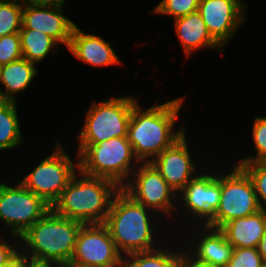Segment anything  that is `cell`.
Listing matches in <instances>:
<instances>
[{
    "label": "cell",
    "instance_id": "cell-25",
    "mask_svg": "<svg viewBox=\"0 0 266 267\" xmlns=\"http://www.w3.org/2000/svg\"><path fill=\"white\" fill-rule=\"evenodd\" d=\"M251 178L261 210L266 211V160L237 163Z\"/></svg>",
    "mask_w": 266,
    "mask_h": 267
},
{
    "label": "cell",
    "instance_id": "cell-3",
    "mask_svg": "<svg viewBox=\"0 0 266 267\" xmlns=\"http://www.w3.org/2000/svg\"><path fill=\"white\" fill-rule=\"evenodd\" d=\"M82 225L50 209L20 236V256L30 264L65 267L73 256Z\"/></svg>",
    "mask_w": 266,
    "mask_h": 267
},
{
    "label": "cell",
    "instance_id": "cell-31",
    "mask_svg": "<svg viewBox=\"0 0 266 267\" xmlns=\"http://www.w3.org/2000/svg\"><path fill=\"white\" fill-rule=\"evenodd\" d=\"M180 267H214L194 258L187 249L181 251Z\"/></svg>",
    "mask_w": 266,
    "mask_h": 267
},
{
    "label": "cell",
    "instance_id": "cell-29",
    "mask_svg": "<svg viewBox=\"0 0 266 267\" xmlns=\"http://www.w3.org/2000/svg\"><path fill=\"white\" fill-rule=\"evenodd\" d=\"M265 262L257 248H234L227 267H263Z\"/></svg>",
    "mask_w": 266,
    "mask_h": 267
},
{
    "label": "cell",
    "instance_id": "cell-15",
    "mask_svg": "<svg viewBox=\"0 0 266 267\" xmlns=\"http://www.w3.org/2000/svg\"><path fill=\"white\" fill-rule=\"evenodd\" d=\"M189 146L191 145H188L185 133L151 161L177 194L200 172L199 164L194 161L195 158L192 157Z\"/></svg>",
    "mask_w": 266,
    "mask_h": 267
},
{
    "label": "cell",
    "instance_id": "cell-5",
    "mask_svg": "<svg viewBox=\"0 0 266 267\" xmlns=\"http://www.w3.org/2000/svg\"><path fill=\"white\" fill-rule=\"evenodd\" d=\"M79 169L87 175L105 178L122 188L141 163L127 137H115L98 144H79Z\"/></svg>",
    "mask_w": 266,
    "mask_h": 267
},
{
    "label": "cell",
    "instance_id": "cell-10",
    "mask_svg": "<svg viewBox=\"0 0 266 267\" xmlns=\"http://www.w3.org/2000/svg\"><path fill=\"white\" fill-rule=\"evenodd\" d=\"M50 209V205L20 181L14 185L0 182V222L11 235L20 237Z\"/></svg>",
    "mask_w": 266,
    "mask_h": 267
},
{
    "label": "cell",
    "instance_id": "cell-1",
    "mask_svg": "<svg viewBox=\"0 0 266 267\" xmlns=\"http://www.w3.org/2000/svg\"><path fill=\"white\" fill-rule=\"evenodd\" d=\"M185 99L176 97L147 109L139 100L133 105L127 138L140 162H151L186 133L184 125L176 131L175 124Z\"/></svg>",
    "mask_w": 266,
    "mask_h": 267
},
{
    "label": "cell",
    "instance_id": "cell-17",
    "mask_svg": "<svg viewBox=\"0 0 266 267\" xmlns=\"http://www.w3.org/2000/svg\"><path fill=\"white\" fill-rule=\"evenodd\" d=\"M111 44L99 35L86 33L76 24L68 51L79 61L93 67L119 65L122 62Z\"/></svg>",
    "mask_w": 266,
    "mask_h": 267
},
{
    "label": "cell",
    "instance_id": "cell-18",
    "mask_svg": "<svg viewBox=\"0 0 266 267\" xmlns=\"http://www.w3.org/2000/svg\"><path fill=\"white\" fill-rule=\"evenodd\" d=\"M174 21V30L185 56H190L199 49L208 48L221 51L223 48L209 33L203 18L198 11L192 12Z\"/></svg>",
    "mask_w": 266,
    "mask_h": 267
},
{
    "label": "cell",
    "instance_id": "cell-35",
    "mask_svg": "<svg viewBox=\"0 0 266 267\" xmlns=\"http://www.w3.org/2000/svg\"><path fill=\"white\" fill-rule=\"evenodd\" d=\"M26 267H58L55 265H36V264H28Z\"/></svg>",
    "mask_w": 266,
    "mask_h": 267
},
{
    "label": "cell",
    "instance_id": "cell-21",
    "mask_svg": "<svg viewBox=\"0 0 266 267\" xmlns=\"http://www.w3.org/2000/svg\"><path fill=\"white\" fill-rule=\"evenodd\" d=\"M173 242L172 245L171 241H168L170 246L167 248L163 246L162 241V247L151 251L130 253L124 256L123 267H180L181 251L184 245L178 244L176 249L177 243L175 240Z\"/></svg>",
    "mask_w": 266,
    "mask_h": 267
},
{
    "label": "cell",
    "instance_id": "cell-27",
    "mask_svg": "<svg viewBox=\"0 0 266 267\" xmlns=\"http://www.w3.org/2000/svg\"><path fill=\"white\" fill-rule=\"evenodd\" d=\"M200 0H162L152 9L153 14L172 16L175 19L184 17L198 10Z\"/></svg>",
    "mask_w": 266,
    "mask_h": 267
},
{
    "label": "cell",
    "instance_id": "cell-7",
    "mask_svg": "<svg viewBox=\"0 0 266 267\" xmlns=\"http://www.w3.org/2000/svg\"><path fill=\"white\" fill-rule=\"evenodd\" d=\"M56 144L51 154L20 180L28 190L41 197L51 207L79 170V156L75 153L76 157H71L60 141Z\"/></svg>",
    "mask_w": 266,
    "mask_h": 267
},
{
    "label": "cell",
    "instance_id": "cell-6",
    "mask_svg": "<svg viewBox=\"0 0 266 267\" xmlns=\"http://www.w3.org/2000/svg\"><path fill=\"white\" fill-rule=\"evenodd\" d=\"M133 95L92 101L85 113L84 124L77 135L79 144H98L115 137H127L133 105Z\"/></svg>",
    "mask_w": 266,
    "mask_h": 267
},
{
    "label": "cell",
    "instance_id": "cell-26",
    "mask_svg": "<svg viewBox=\"0 0 266 267\" xmlns=\"http://www.w3.org/2000/svg\"><path fill=\"white\" fill-rule=\"evenodd\" d=\"M251 136L255 149L248 157H244L236 163H251L259 160H266V116H256L254 118Z\"/></svg>",
    "mask_w": 266,
    "mask_h": 267
},
{
    "label": "cell",
    "instance_id": "cell-12",
    "mask_svg": "<svg viewBox=\"0 0 266 267\" xmlns=\"http://www.w3.org/2000/svg\"><path fill=\"white\" fill-rule=\"evenodd\" d=\"M123 262L124 256L104 224H83L73 256L65 267H123Z\"/></svg>",
    "mask_w": 266,
    "mask_h": 267
},
{
    "label": "cell",
    "instance_id": "cell-11",
    "mask_svg": "<svg viewBox=\"0 0 266 267\" xmlns=\"http://www.w3.org/2000/svg\"><path fill=\"white\" fill-rule=\"evenodd\" d=\"M231 172L221 173V198L215 218L207 225L220 229L234 218L255 214L260 209L253 182L248 174L234 163Z\"/></svg>",
    "mask_w": 266,
    "mask_h": 267
},
{
    "label": "cell",
    "instance_id": "cell-24",
    "mask_svg": "<svg viewBox=\"0 0 266 267\" xmlns=\"http://www.w3.org/2000/svg\"><path fill=\"white\" fill-rule=\"evenodd\" d=\"M24 0H0V37L19 33Z\"/></svg>",
    "mask_w": 266,
    "mask_h": 267
},
{
    "label": "cell",
    "instance_id": "cell-28",
    "mask_svg": "<svg viewBox=\"0 0 266 267\" xmlns=\"http://www.w3.org/2000/svg\"><path fill=\"white\" fill-rule=\"evenodd\" d=\"M21 58L23 55L19 33L0 37V65H7Z\"/></svg>",
    "mask_w": 266,
    "mask_h": 267
},
{
    "label": "cell",
    "instance_id": "cell-32",
    "mask_svg": "<svg viewBox=\"0 0 266 267\" xmlns=\"http://www.w3.org/2000/svg\"><path fill=\"white\" fill-rule=\"evenodd\" d=\"M257 249H258L259 254L266 261V225L264 228L263 236L261 238V241L259 242Z\"/></svg>",
    "mask_w": 266,
    "mask_h": 267
},
{
    "label": "cell",
    "instance_id": "cell-22",
    "mask_svg": "<svg viewBox=\"0 0 266 267\" xmlns=\"http://www.w3.org/2000/svg\"><path fill=\"white\" fill-rule=\"evenodd\" d=\"M23 58L36 65L44 61L49 53H57L59 44L50 36L33 29H20Z\"/></svg>",
    "mask_w": 266,
    "mask_h": 267
},
{
    "label": "cell",
    "instance_id": "cell-20",
    "mask_svg": "<svg viewBox=\"0 0 266 267\" xmlns=\"http://www.w3.org/2000/svg\"><path fill=\"white\" fill-rule=\"evenodd\" d=\"M36 66L25 58L3 65L0 84L5 91H0V100L17 102V94L27 90L34 81L38 73Z\"/></svg>",
    "mask_w": 266,
    "mask_h": 267
},
{
    "label": "cell",
    "instance_id": "cell-23",
    "mask_svg": "<svg viewBox=\"0 0 266 267\" xmlns=\"http://www.w3.org/2000/svg\"><path fill=\"white\" fill-rule=\"evenodd\" d=\"M17 106V102L0 100V151L23 145Z\"/></svg>",
    "mask_w": 266,
    "mask_h": 267
},
{
    "label": "cell",
    "instance_id": "cell-9",
    "mask_svg": "<svg viewBox=\"0 0 266 267\" xmlns=\"http://www.w3.org/2000/svg\"><path fill=\"white\" fill-rule=\"evenodd\" d=\"M213 170L214 168L211 172L209 170L203 172L201 168V171L177 195V211L178 209L182 211L179 217H182L180 214L183 213L185 218L191 217L189 223L193 225L190 227L194 224L197 227L207 226L215 218L221 198V173Z\"/></svg>",
    "mask_w": 266,
    "mask_h": 267
},
{
    "label": "cell",
    "instance_id": "cell-2",
    "mask_svg": "<svg viewBox=\"0 0 266 267\" xmlns=\"http://www.w3.org/2000/svg\"><path fill=\"white\" fill-rule=\"evenodd\" d=\"M157 216L159 215L153 210L137 203L120 189L112 199L104 225L108 228L118 251L126 256L162 246L159 244L160 240L164 241L165 238L160 237L162 231L159 229L161 227L163 230L165 227L162 228L160 222H156Z\"/></svg>",
    "mask_w": 266,
    "mask_h": 267
},
{
    "label": "cell",
    "instance_id": "cell-4",
    "mask_svg": "<svg viewBox=\"0 0 266 267\" xmlns=\"http://www.w3.org/2000/svg\"><path fill=\"white\" fill-rule=\"evenodd\" d=\"M120 189L111 180L84 174L79 169L51 209L83 224H104L112 199Z\"/></svg>",
    "mask_w": 266,
    "mask_h": 267
},
{
    "label": "cell",
    "instance_id": "cell-14",
    "mask_svg": "<svg viewBox=\"0 0 266 267\" xmlns=\"http://www.w3.org/2000/svg\"><path fill=\"white\" fill-rule=\"evenodd\" d=\"M64 5L24 0L21 29L40 31L68 49L76 24L65 17Z\"/></svg>",
    "mask_w": 266,
    "mask_h": 267
},
{
    "label": "cell",
    "instance_id": "cell-13",
    "mask_svg": "<svg viewBox=\"0 0 266 267\" xmlns=\"http://www.w3.org/2000/svg\"><path fill=\"white\" fill-rule=\"evenodd\" d=\"M243 0H200L198 12L211 36L224 48L245 23L248 5Z\"/></svg>",
    "mask_w": 266,
    "mask_h": 267
},
{
    "label": "cell",
    "instance_id": "cell-19",
    "mask_svg": "<svg viewBox=\"0 0 266 267\" xmlns=\"http://www.w3.org/2000/svg\"><path fill=\"white\" fill-rule=\"evenodd\" d=\"M266 225V211L234 218L224 224L220 230L234 248H257Z\"/></svg>",
    "mask_w": 266,
    "mask_h": 267
},
{
    "label": "cell",
    "instance_id": "cell-30",
    "mask_svg": "<svg viewBox=\"0 0 266 267\" xmlns=\"http://www.w3.org/2000/svg\"><path fill=\"white\" fill-rule=\"evenodd\" d=\"M8 238L0 237V267H9L20 257V237L10 234L12 239ZM13 239L16 242H13Z\"/></svg>",
    "mask_w": 266,
    "mask_h": 267
},
{
    "label": "cell",
    "instance_id": "cell-8",
    "mask_svg": "<svg viewBox=\"0 0 266 267\" xmlns=\"http://www.w3.org/2000/svg\"><path fill=\"white\" fill-rule=\"evenodd\" d=\"M121 189L137 203L153 210L160 216L159 218L166 216L164 219L172 218V221L180 219L179 217L175 218L177 192L166 182L151 162H141Z\"/></svg>",
    "mask_w": 266,
    "mask_h": 267
},
{
    "label": "cell",
    "instance_id": "cell-33",
    "mask_svg": "<svg viewBox=\"0 0 266 267\" xmlns=\"http://www.w3.org/2000/svg\"><path fill=\"white\" fill-rule=\"evenodd\" d=\"M29 263L23 258L19 257L13 264L9 267H26Z\"/></svg>",
    "mask_w": 266,
    "mask_h": 267
},
{
    "label": "cell",
    "instance_id": "cell-36",
    "mask_svg": "<svg viewBox=\"0 0 266 267\" xmlns=\"http://www.w3.org/2000/svg\"><path fill=\"white\" fill-rule=\"evenodd\" d=\"M1 70H2V66L0 65V79H1ZM2 90V88L0 87V91Z\"/></svg>",
    "mask_w": 266,
    "mask_h": 267
},
{
    "label": "cell",
    "instance_id": "cell-16",
    "mask_svg": "<svg viewBox=\"0 0 266 267\" xmlns=\"http://www.w3.org/2000/svg\"><path fill=\"white\" fill-rule=\"evenodd\" d=\"M192 227L195 230L191 232L194 233L195 236L190 232V237H192L186 240L189 241L187 242L188 244H183L184 247L187 248V251L201 262L214 267H227L232 257L234 247L228 242L225 234L220 229L208 226H198V228L197 226Z\"/></svg>",
    "mask_w": 266,
    "mask_h": 267
},
{
    "label": "cell",
    "instance_id": "cell-34",
    "mask_svg": "<svg viewBox=\"0 0 266 267\" xmlns=\"http://www.w3.org/2000/svg\"><path fill=\"white\" fill-rule=\"evenodd\" d=\"M31 2H44V3H59L64 4L66 0H28Z\"/></svg>",
    "mask_w": 266,
    "mask_h": 267
}]
</instances>
